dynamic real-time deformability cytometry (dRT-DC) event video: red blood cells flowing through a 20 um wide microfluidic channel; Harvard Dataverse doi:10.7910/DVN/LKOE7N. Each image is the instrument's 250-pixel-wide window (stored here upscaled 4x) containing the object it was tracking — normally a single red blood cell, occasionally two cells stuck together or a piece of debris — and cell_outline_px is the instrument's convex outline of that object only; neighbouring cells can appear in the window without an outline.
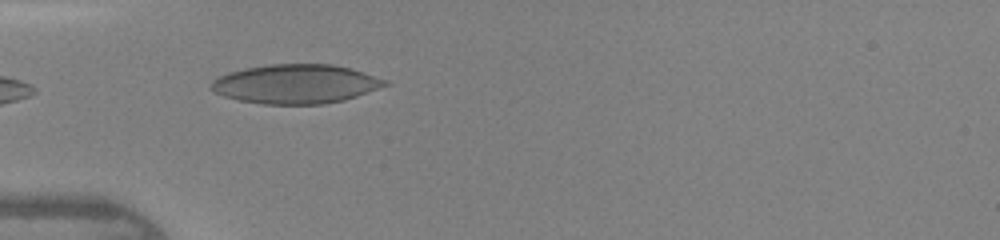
{"species": "human", "species_latin": "Homo sapiens", "temperature_condition": "warm", "stored_images_in_passage": 21, "camera_frame_rate_fps": 3000, "um_per_image_px": 0.085, "donor": {"sex": "female"}, "frame": {"image": 1, "passage_image": 2, "time_ms": 0.333, "image_size_px": [1000, 240], "cell_outline_px": [[388, 84], [356, 96], [344, 100], [324, 104], [260, 104], [240, 100], [224, 96], [208, 88], [212, 80], [228, 72], [244, 68], [272, 64], [332, 64], [352, 68], [388, 80]], "centroid_in_image_um": [25.12, 7.13], "position_along_channel_um": 59.9, "area_um2": 39.65}}
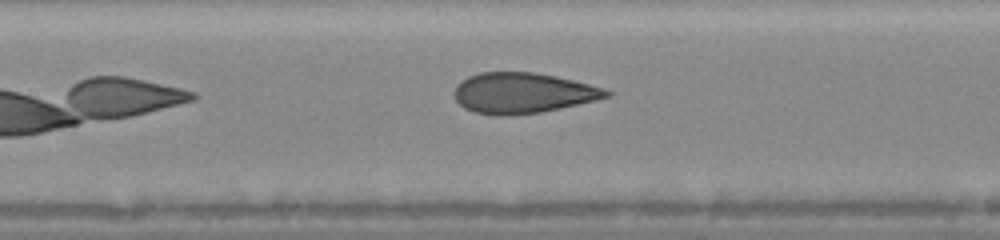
{"frame": {"image": 2, "passage_image": 9, "time_ms": 2.667, "image_size_px": [1000, 240], "cell_outline_px": [[612, 96], [596, 100], [560, 108], [540, 112], [508, 116], [496, 116], [472, 112], [464, 108], [456, 100], [456, 84], [460, 80], [468, 76], [480, 72], [532, 72], [556, 76], [604, 88], [612, 92]], "centroid_in_image_um": [44.42, 7.91], "position_along_channel_um": 163.0, "area_um2": 36.01}}
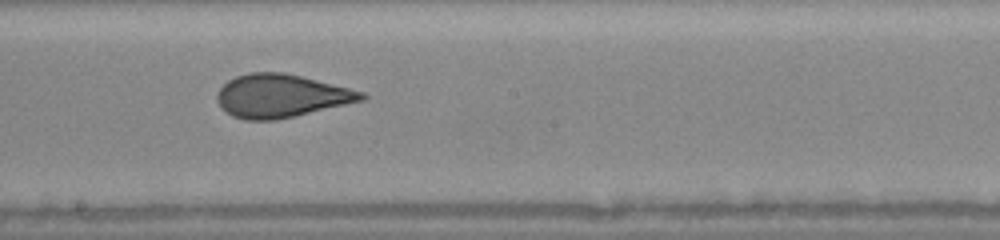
{"frame": {"image": 3, "passage_image": 13, "time_ms": 4.0, "image_size_px": [1000, 240], "cell_outline_px": [[368, 96], [364, 100], [276, 120], [244, 120], [232, 116], [220, 108], [216, 100], [216, 96], [220, 88], [228, 80], [236, 76], [248, 72], [284, 72], [364, 92]], "centroid_in_image_um": [23.84, 8.15], "position_along_channel_um": 224.4, "area_um2": 36.18}}